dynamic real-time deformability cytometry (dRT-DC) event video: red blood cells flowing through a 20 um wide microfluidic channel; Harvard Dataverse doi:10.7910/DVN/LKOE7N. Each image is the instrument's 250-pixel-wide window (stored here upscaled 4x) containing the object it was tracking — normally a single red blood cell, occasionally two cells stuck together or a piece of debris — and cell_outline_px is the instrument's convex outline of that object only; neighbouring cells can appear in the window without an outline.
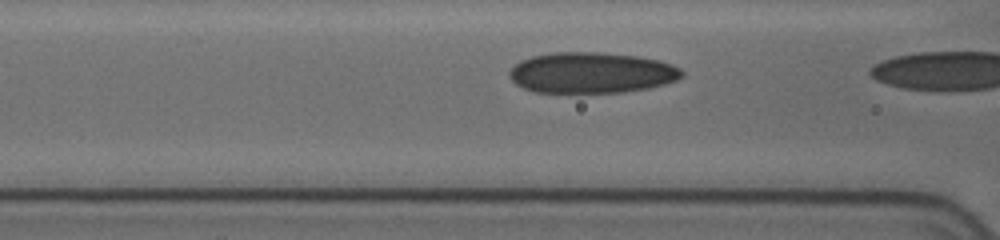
{"species": "human", "species_latin": "Homo sapiens", "temperature_condition": "cold", "stored_images_in_passage": 9, "camera_frame_rate_fps": 3000, "um_per_image_px": 0.085, "donor": {"sex": "female"}, "frame": {"image": 1, "passage_image": 8, "time_ms": 2.333, "image_size_px": [1000, 240], "cell_outline_px": [[684, 76], [676, 80], [664, 84], [648, 88], [620, 92], [536, 92], [524, 88], [516, 84], [508, 76], [508, 72], [520, 60], [532, 56], [552, 52], [600, 52], [636, 56], [660, 60], [672, 64], [680, 68], [684, 72]], "centroid_in_image_um": [50.28, 6.17], "position_along_channel_um": 116.3, "area_um2": 41.1}}